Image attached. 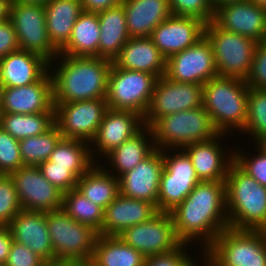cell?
Returning <instances> with one entry per match:
<instances>
[{
	"label": "cell",
	"mask_w": 266,
	"mask_h": 266,
	"mask_svg": "<svg viewBox=\"0 0 266 266\" xmlns=\"http://www.w3.org/2000/svg\"><path fill=\"white\" fill-rule=\"evenodd\" d=\"M100 25L98 14L83 12L76 20L71 37L59 54L74 57H98Z\"/></svg>",
	"instance_id": "32"
},
{
	"label": "cell",
	"mask_w": 266,
	"mask_h": 266,
	"mask_svg": "<svg viewBox=\"0 0 266 266\" xmlns=\"http://www.w3.org/2000/svg\"><path fill=\"white\" fill-rule=\"evenodd\" d=\"M257 144L266 151V136L262 138Z\"/></svg>",
	"instance_id": "56"
},
{
	"label": "cell",
	"mask_w": 266,
	"mask_h": 266,
	"mask_svg": "<svg viewBox=\"0 0 266 266\" xmlns=\"http://www.w3.org/2000/svg\"><path fill=\"white\" fill-rule=\"evenodd\" d=\"M54 112L53 83L48 71L37 82L22 87H4L0 113Z\"/></svg>",
	"instance_id": "21"
},
{
	"label": "cell",
	"mask_w": 266,
	"mask_h": 266,
	"mask_svg": "<svg viewBox=\"0 0 266 266\" xmlns=\"http://www.w3.org/2000/svg\"><path fill=\"white\" fill-rule=\"evenodd\" d=\"M239 1H245V0H210L214 12L224 5Z\"/></svg>",
	"instance_id": "53"
},
{
	"label": "cell",
	"mask_w": 266,
	"mask_h": 266,
	"mask_svg": "<svg viewBox=\"0 0 266 266\" xmlns=\"http://www.w3.org/2000/svg\"><path fill=\"white\" fill-rule=\"evenodd\" d=\"M78 266H93L91 263H82V264H79Z\"/></svg>",
	"instance_id": "58"
},
{
	"label": "cell",
	"mask_w": 266,
	"mask_h": 266,
	"mask_svg": "<svg viewBox=\"0 0 266 266\" xmlns=\"http://www.w3.org/2000/svg\"><path fill=\"white\" fill-rule=\"evenodd\" d=\"M95 163L77 182L76 189L91 202L105 209L119 195V179Z\"/></svg>",
	"instance_id": "31"
},
{
	"label": "cell",
	"mask_w": 266,
	"mask_h": 266,
	"mask_svg": "<svg viewBox=\"0 0 266 266\" xmlns=\"http://www.w3.org/2000/svg\"><path fill=\"white\" fill-rule=\"evenodd\" d=\"M145 258L118 236L98 235L90 263L93 266H144Z\"/></svg>",
	"instance_id": "33"
},
{
	"label": "cell",
	"mask_w": 266,
	"mask_h": 266,
	"mask_svg": "<svg viewBox=\"0 0 266 266\" xmlns=\"http://www.w3.org/2000/svg\"><path fill=\"white\" fill-rule=\"evenodd\" d=\"M261 231L266 233V226Z\"/></svg>",
	"instance_id": "59"
},
{
	"label": "cell",
	"mask_w": 266,
	"mask_h": 266,
	"mask_svg": "<svg viewBox=\"0 0 266 266\" xmlns=\"http://www.w3.org/2000/svg\"><path fill=\"white\" fill-rule=\"evenodd\" d=\"M3 88H4L3 83L0 81V109L2 106Z\"/></svg>",
	"instance_id": "57"
},
{
	"label": "cell",
	"mask_w": 266,
	"mask_h": 266,
	"mask_svg": "<svg viewBox=\"0 0 266 266\" xmlns=\"http://www.w3.org/2000/svg\"><path fill=\"white\" fill-rule=\"evenodd\" d=\"M150 138V139H149ZM156 149L151 127L144 126L133 137L111 150L103 158L109 168L105 170L119 178L132 170ZM110 170V171H109ZM115 173V174H114Z\"/></svg>",
	"instance_id": "28"
},
{
	"label": "cell",
	"mask_w": 266,
	"mask_h": 266,
	"mask_svg": "<svg viewBox=\"0 0 266 266\" xmlns=\"http://www.w3.org/2000/svg\"><path fill=\"white\" fill-rule=\"evenodd\" d=\"M207 250L210 266H266V233L228 227Z\"/></svg>",
	"instance_id": "6"
},
{
	"label": "cell",
	"mask_w": 266,
	"mask_h": 266,
	"mask_svg": "<svg viewBox=\"0 0 266 266\" xmlns=\"http://www.w3.org/2000/svg\"><path fill=\"white\" fill-rule=\"evenodd\" d=\"M170 11L175 16L194 17L205 24L214 19L210 0H169Z\"/></svg>",
	"instance_id": "42"
},
{
	"label": "cell",
	"mask_w": 266,
	"mask_h": 266,
	"mask_svg": "<svg viewBox=\"0 0 266 266\" xmlns=\"http://www.w3.org/2000/svg\"><path fill=\"white\" fill-rule=\"evenodd\" d=\"M213 21L226 31L249 37L256 42L266 40V10L250 0L220 7L215 11Z\"/></svg>",
	"instance_id": "19"
},
{
	"label": "cell",
	"mask_w": 266,
	"mask_h": 266,
	"mask_svg": "<svg viewBox=\"0 0 266 266\" xmlns=\"http://www.w3.org/2000/svg\"><path fill=\"white\" fill-rule=\"evenodd\" d=\"M204 35L211 43L218 76L248 78L258 42L220 28L213 20L205 24Z\"/></svg>",
	"instance_id": "8"
},
{
	"label": "cell",
	"mask_w": 266,
	"mask_h": 266,
	"mask_svg": "<svg viewBox=\"0 0 266 266\" xmlns=\"http://www.w3.org/2000/svg\"><path fill=\"white\" fill-rule=\"evenodd\" d=\"M44 260L26 245L13 241L6 266H42Z\"/></svg>",
	"instance_id": "45"
},
{
	"label": "cell",
	"mask_w": 266,
	"mask_h": 266,
	"mask_svg": "<svg viewBox=\"0 0 266 266\" xmlns=\"http://www.w3.org/2000/svg\"><path fill=\"white\" fill-rule=\"evenodd\" d=\"M151 129L155 146L160 150L183 149L192 143L210 141L220 134L203 106L165 115Z\"/></svg>",
	"instance_id": "5"
},
{
	"label": "cell",
	"mask_w": 266,
	"mask_h": 266,
	"mask_svg": "<svg viewBox=\"0 0 266 266\" xmlns=\"http://www.w3.org/2000/svg\"><path fill=\"white\" fill-rule=\"evenodd\" d=\"M257 4L258 6L262 7L264 10H266V0H250Z\"/></svg>",
	"instance_id": "55"
},
{
	"label": "cell",
	"mask_w": 266,
	"mask_h": 266,
	"mask_svg": "<svg viewBox=\"0 0 266 266\" xmlns=\"http://www.w3.org/2000/svg\"><path fill=\"white\" fill-rule=\"evenodd\" d=\"M8 227L13 241L26 245L44 261L54 260L46 212L21 209Z\"/></svg>",
	"instance_id": "23"
},
{
	"label": "cell",
	"mask_w": 266,
	"mask_h": 266,
	"mask_svg": "<svg viewBox=\"0 0 266 266\" xmlns=\"http://www.w3.org/2000/svg\"><path fill=\"white\" fill-rule=\"evenodd\" d=\"M248 92L246 81L233 77L216 76L203 84V107L220 134L243 131Z\"/></svg>",
	"instance_id": "4"
},
{
	"label": "cell",
	"mask_w": 266,
	"mask_h": 266,
	"mask_svg": "<svg viewBox=\"0 0 266 266\" xmlns=\"http://www.w3.org/2000/svg\"><path fill=\"white\" fill-rule=\"evenodd\" d=\"M10 176L22 209L41 212L62 209L63 192L43 176L39 167L23 166Z\"/></svg>",
	"instance_id": "16"
},
{
	"label": "cell",
	"mask_w": 266,
	"mask_h": 266,
	"mask_svg": "<svg viewBox=\"0 0 266 266\" xmlns=\"http://www.w3.org/2000/svg\"><path fill=\"white\" fill-rule=\"evenodd\" d=\"M123 0H81L83 11L97 13L115 7Z\"/></svg>",
	"instance_id": "48"
},
{
	"label": "cell",
	"mask_w": 266,
	"mask_h": 266,
	"mask_svg": "<svg viewBox=\"0 0 266 266\" xmlns=\"http://www.w3.org/2000/svg\"><path fill=\"white\" fill-rule=\"evenodd\" d=\"M62 209L77 222L88 225L99 233L104 209L91 202L76 188L63 193Z\"/></svg>",
	"instance_id": "36"
},
{
	"label": "cell",
	"mask_w": 266,
	"mask_h": 266,
	"mask_svg": "<svg viewBox=\"0 0 266 266\" xmlns=\"http://www.w3.org/2000/svg\"><path fill=\"white\" fill-rule=\"evenodd\" d=\"M50 183L63 193L76 188L79 177L70 168L50 167V161L38 166Z\"/></svg>",
	"instance_id": "43"
},
{
	"label": "cell",
	"mask_w": 266,
	"mask_h": 266,
	"mask_svg": "<svg viewBox=\"0 0 266 266\" xmlns=\"http://www.w3.org/2000/svg\"><path fill=\"white\" fill-rule=\"evenodd\" d=\"M158 213L153 203L119 194L105 209L98 235L118 236L127 228L149 221Z\"/></svg>",
	"instance_id": "24"
},
{
	"label": "cell",
	"mask_w": 266,
	"mask_h": 266,
	"mask_svg": "<svg viewBox=\"0 0 266 266\" xmlns=\"http://www.w3.org/2000/svg\"><path fill=\"white\" fill-rule=\"evenodd\" d=\"M19 49L17 35L11 19L0 21V60Z\"/></svg>",
	"instance_id": "46"
},
{
	"label": "cell",
	"mask_w": 266,
	"mask_h": 266,
	"mask_svg": "<svg viewBox=\"0 0 266 266\" xmlns=\"http://www.w3.org/2000/svg\"><path fill=\"white\" fill-rule=\"evenodd\" d=\"M202 252L203 253H199V255L202 254L201 257H198V258H200L199 259L200 261L202 258V261H201L202 263H200L201 266H210V258H209L208 250L206 248H202ZM195 260L196 259L194 256L192 257V255L189 256V254H188L177 266H200V264L198 263L199 261L198 260L195 261Z\"/></svg>",
	"instance_id": "50"
},
{
	"label": "cell",
	"mask_w": 266,
	"mask_h": 266,
	"mask_svg": "<svg viewBox=\"0 0 266 266\" xmlns=\"http://www.w3.org/2000/svg\"><path fill=\"white\" fill-rule=\"evenodd\" d=\"M143 127L144 118L141 115L132 111L108 108L103 115L96 136L90 142L92 159L96 163H99L101 159V162L105 155L133 137ZM97 155L100 156L98 160Z\"/></svg>",
	"instance_id": "17"
},
{
	"label": "cell",
	"mask_w": 266,
	"mask_h": 266,
	"mask_svg": "<svg viewBox=\"0 0 266 266\" xmlns=\"http://www.w3.org/2000/svg\"><path fill=\"white\" fill-rule=\"evenodd\" d=\"M189 244L182 243L177 249L145 258L144 266H177L188 254ZM187 248V249H186Z\"/></svg>",
	"instance_id": "47"
},
{
	"label": "cell",
	"mask_w": 266,
	"mask_h": 266,
	"mask_svg": "<svg viewBox=\"0 0 266 266\" xmlns=\"http://www.w3.org/2000/svg\"><path fill=\"white\" fill-rule=\"evenodd\" d=\"M202 106L203 85L176 82L163 75L156 80L144 126L151 127L165 115Z\"/></svg>",
	"instance_id": "13"
},
{
	"label": "cell",
	"mask_w": 266,
	"mask_h": 266,
	"mask_svg": "<svg viewBox=\"0 0 266 266\" xmlns=\"http://www.w3.org/2000/svg\"><path fill=\"white\" fill-rule=\"evenodd\" d=\"M169 213L182 243L191 245L196 241L201 243L200 248L207 249L217 235L229 227L226 182L200 181Z\"/></svg>",
	"instance_id": "1"
},
{
	"label": "cell",
	"mask_w": 266,
	"mask_h": 266,
	"mask_svg": "<svg viewBox=\"0 0 266 266\" xmlns=\"http://www.w3.org/2000/svg\"><path fill=\"white\" fill-rule=\"evenodd\" d=\"M127 29L131 37H150L153 30L169 18V0H123Z\"/></svg>",
	"instance_id": "27"
},
{
	"label": "cell",
	"mask_w": 266,
	"mask_h": 266,
	"mask_svg": "<svg viewBox=\"0 0 266 266\" xmlns=\"http://www.w3.org/2000/svg\"><path fill=\"white\" fill-rule=\"evenodd\" d=\"M242 132L250 135L255 143L266 136V90L249 88L246 124Z\"/></svg>",
	"instance_id": "38"
},
{
	"label": "cell",
	"mask_w": 266,
	"mask_h": 266,
	"mask_svg": "<svg viewBox=\"0 0 266 266\" xmlns=\"http://www.w3.org/2000/svg\"><path fill=\"white\" fill-rule=\"evenodd\" d=\"M164 169L162 150L155 149L132 170L121 175L119 194L153 203L157 208L159 183Z\"/></svg>",
	"instance_id": "18"
},
{
	"label": "cell",
	"mask_w": 266,
	"mask_h": 266,
	"mask_svg": "<svg viewBox=\"0 0 266 266\" xmlns=\"http://www.w3.org/2000/svg\"><path fill=\"white\" fill-rule=\"evenodd\" d=\"M100 25L98 57L114 61L130 39L122 4L97 12Z\"/></svg>",
	"instance_id": "29"
},
{
	"label": "cell",
	"mask_w": 266,
	"mask_h": 266,
	"mask_svg": "<svg viewBox=\"0 0 266 266\" xmlns=\"http://www.w3.org/2000/svg\"><path fill=\"white\" fill-rule=\"evenodd\" d=\"M54 124V112L35 114L0 113V127L17 140L41 135Z\"/></svg>",
	"instance_id": "35"
},
{
	"label": "cell",
	"mask_w": 266,
	"mask_h": 266,
	"mask_svg": "<svg viewBox=\"0 0 266 266\" xmlns=\"http://www.w3.org/2000/svg\"><path fill=\"white\" fill-rule=\"evenodd\" d=\"M80 263L71 260H59L44 261L42 266H78Z\"/></svg>",
	"instance_id": "52"
},
{
	"label": "cell",
	"mask_w": 266,
	"mask_h": 266,
	"mask_svg": "<svg viewBox=\"0 0 266 266\" xmlns=\"http://www.w3.org/2000/svg\"><path fill=\"white\" fill-rule=\"evenodd\" d=\"M23 166L19 140L0 127V174L10 175Z\"/></svg>",
	"instance_id": "41"
},
{
	"label": "cell",
	"mask_w": 266,
	"mask_h": 266,
	"mask_svg": "<svg viewBox=\"0 0 266 266\" xmlns=\"http://www.w3.org/2000/svg\"><path fill=\"white\" fill-rule=\"evenodd\" d=\"M158 78L150 73L125 70L112 64L106 95L107 107L132 111L145 117Z\"/></svg>",
	"instance_id": "9"
},
{
	"label": "cell",
	"mask_w": 266,
	"mask_h": 266,
	"mask_svg": "<svg viewBox=\"0 0 266 266\" xmlns=\"http://www.w3.org/2000/svg\"><path fill=\"white\" fill-rule=\"evenodd\" d=\"M205 23L194 17L175 16L161 22L150 38L166 59L194 45L204 36Z\"/></svg>",
	"instance_id": "20"
},
{
	"label": "cell",
	"mask_w": 266,
	"mask_h": 266,
	"mask_svg": "<svg viewBox=\"0 0 266 266\" xmlns=\"http://www.w3.org/2000/svg\"><path fill=\"white\" fill-rule=\"evenodd\" d=\"M255 145L256 150L253 151L256 152L255 155L250 153L247 155L245 150L242 152L238 147L234 148V163L260 185L266 186V151L257 143Z\"/></svg>",
	"instance_id": "39"
},
{
	"label": "cell",
	"mask_w": 266,
	"mask_h": 266,
	"mask_svg": "<svg viewBox=\"0 0 266 266\" xmlns=\"http://www.w3.org/2000/svg\"><path fill=\"white\" fill-rule=\"evenodd\" d=\"M118 237L145 257L169 253L182 244L168 212H158L149 221L127 228Z\"/></svg>",
	"instance_id": "14"
},
{
	"label": "cell",
	"mask_w": 266,
	"mask_h": 266,
	"mask_svg": "<svg viewBox=\"0 0 266 266\" xmlns=\"http://www.w3.org/2000/svg\"><path fill=\"white\" fill-rule=\"evenodd\" d=\"M10 19L20 50L37 54L49 63L53 62L59 55V50L49 38L44 6L12 2Z\"/></svg>",
	"instance_id": "11"
},
{
	"label": "cell",
	"mask_w": 266,
	"mask_h": 266,
	"mask_svg": "<svg viewBox=\"0 0 266 266\" xmlns=\"http://www.w3.org/2000/svg\"><path fill=\"white\" fill-rule=\"evenodd\" d=\"M225 182L229 227L262 230L266 226V186L260 185L234 162Z\"/></svg>",
	"instance_id": "3"
},
{
	"label": "cell",
	"mask_w": 266,
	"mask_h": 266,
	"mask_svg": "<svg viewBox=\"0 0 266 266\" xmlns=\"http://www.w3.org/2000/svg\"><path fill=\"white\" fill-rule=\"evenodd\" d=\"M12 0H0V21L10 18V6Z\"/></svg>",
	"instance_id": "51"
},
{
	"label": "cell",
	"mask_w": 266,
	"mask_h": 266,
	"mask_svg": "<svg viewBox=\"0 0 266 266\" xmlns=\"http://www.w3.org/2000/svg\"><path fill=\"white\" fill-rule=\"evenodd\" d=\"M61 138L62 134L54 124L41 135L19 140L23 165L38 167L41 163L47 161Z\"/></svg>",
	"instance_id": "37"
},
{
	"label": "cell",
	"mask_w": 266,
	"mask_h": 266,
	"mask_svg": "<svg viewBox=\"0 0 266 266\" xmlns=\"http://www.w3.org/2000/svg\"><path fill=\"white\" fill-rule=\"evenodd\" d=\"M165 76L172 81L198 85L218 76L213 49L206 36L191 47L169 57Z\"/></svg>",
	"instance_id": "15"
},
{
	"label": "cell",
	"mask_w": 266,
	"mask_h": 266,
	"mask_svg": "<svg viewBox=\"0 0 266 266\" xmlns=\"http://www.w3.org/2000/svg\"><path fill=\"white\" fill-rule=\"evenodd\" d=\"M108 109L106 98L54 105V123L63 138L91 142Z\"/></svg>",
	"instance_id": "12"
},
{
	"label": "cell",
	"mask_w": 266,
	"mask_h": 266,
	"mask_svg": "<svg viewBox=\"0 0 266 266\" xmlns=\"http://www.w3.org/2000/svg\"><path fill=\"white\" fill-rule=\"evenodd\" d=\"M162 154L164 169L159 183L157 210L169 213L190 194L200 180L183 149L162 150Z\"/></svg>",
	"instance_id": "10"
},
{
	"label": "cell",
	"mask_w": 266,
	"mask_h": 266,
	"mask_svg": "<svg viewBox=\"0 0 266 266\" xmlns=\"http://www.w3.org/2000/svg\"><path fill=\"white\" fill-rule=\"evenodd\" d=\"M46 222L54 250V260L90 263L98 232L77 222L63 209L46 212Z\"/></svg>",
	"instance_id": "7"
},
{
	"label": "cell",
	"mask_w": 266,
	"mask_h": 266,
	"mask_svg": "<svg viewBox=\"0 0 266 266\" xmlns=\"http://www.w3.org/2000/svg\"><path fill=\"white\" fill-rule=\"evenodd\" d=\"M56 60L58 66H53ZM53 61L49 63V72L52 76L54 105L106 98L112 61L63 54H59Z\"/></svg>",
	"instance_id": "2"
},
{
	"label": "cell",
	"mask_w": 266,
	"mask_h": 266,
	"mask_svg": "<svg viewBox=\"0 0 266 266\" xmlns=\"http://www.w3.org/2000/svg\"><path fill=\"white\" fill-rule=\"evenodd\" d=\"M246 83L249 88L266 90V40L258 42Z\"/></svg>",
	"instance_id": "44"
},
{
	"label": "cell",
	"mask_w": 266,
	"mask_h": 266,
	"mask_svg": "<svg viewBox=\"0 0 266 266\" xmlns=\"http://www.w3.org/2000/svg\"><path fill=\"white\" fill-rule=\"evenodd\" d=\"M13 238L8 226H0V264H6Z\"/></svg>",
	"instance_id": "49"
},
{
	"label": "cell",
	"mask_w": 266,
	"mask_h": 266,
	"mask_svg": "<svg viewBox=\"0 0 266 266\" xmlns=\"http://www.w3.org/2000/svg\"><path fill=\"white\" fill-rule=\"evenodd\" d=\"M49 0H12V2L21 3V4H31V5H40L45 6Z\"/></svg>",
	"instance_id": "54"
},
{
	"label": "cell",
	"mask_w": 266,
	"mask_h": 266,
	"mask_svg": "<svg viewBox=\"0 0 266 266\" xmlns=\"http://www.w3.org/2000/svg\"><path fill=\"white\" fill-rule=\"evenodd\" d=\"M166 61L150 37H131L113 63L125 70L147 72L160 78L165 75Z\"/></svg>",
	"instance_id": "25"
},
{
	"label": "cell",
	"mask_w": 266,
	"mask_h": 266,
	"mask_svg": "<svg viewBox=\"0 0 266 266\" xmlns=\"http://www.w3.org/2000/svg\"><path fill=\"white\" fill-rule=\"evenodd\" d=\"M48 161L50 167L70 168L79 178L96 163L92 159L89 142L63 137Z\"/></svg>",
	"instance_id": "34"
},
{
	"label": "cell",
	"mask_w": 266,
	"mask_h": 266,
	"mask_svg": "<svg viewBox=\"0 0 266 266\" xmlns=\"http://www.w3.org/2000/svg\"><path fill=\"white\" fill-rule=\"evenodd\" d=\"M21 209L13 179L0 174V226H8Z\"/></svg>",
	"instance_id": "40"
},
{
	"label": "cell",
	"mask_w": 266,
	"mask_h": 266,
	"mask_svg": "<svg viewBox=\"0 0 266 266\" xmlns=\"http://www.w3.org/2000/svg\"><path fill=\"white\" fill-rule=\"evenodd\" d=\"M226 135L228 134H219L210 141L192 143L183 148L191 159L200 181L226 180L228 169L234 162V153L231 148H229L230 153L226 152L227 149H223L225 144L221 143Z\"/></svg>",
	"instance_id": "22"
},
{
	"label": "cell",
	"mask_w": 266,
	"mask_h": 266,
	"mask_svg": "<svg viewBox=\"0 0 266 266\" xmlns=\"http://www.w3.org/2000/svg\"><path fill=\"white\" fill-rule=\"evenodd\" d=\"M44 8L49 38L60 51L69 41L76 20L84 12L81 0H49Z\"/></svg>",
	"instance_id": "30"
},
{
	"label": "cell",
	"mask_w": 266,
	"mask_h": 266,
	"mask_svg": "<svg viewBox=\"0 0 266 266\" xmlns=\"http://www.w3.org/2000/svg\"><path fill=\"white\" fill-rule=\"evenodd\" d=\"M49 71V62L23 50L0 60V81L4 87H22L40 80Z\"/></svg>",
	"instance_id": "26"
}]
</instances>
